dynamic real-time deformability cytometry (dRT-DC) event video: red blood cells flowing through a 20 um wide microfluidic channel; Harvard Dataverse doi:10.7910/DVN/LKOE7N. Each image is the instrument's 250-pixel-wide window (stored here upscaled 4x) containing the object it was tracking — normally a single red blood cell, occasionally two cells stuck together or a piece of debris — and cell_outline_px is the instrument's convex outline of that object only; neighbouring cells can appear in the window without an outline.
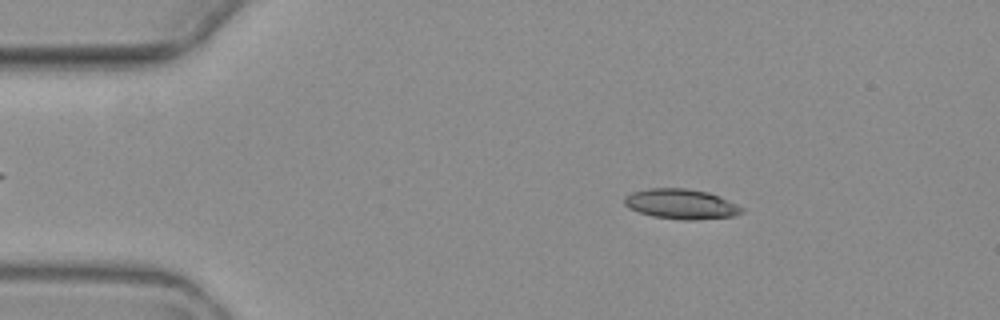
{"species": "common noctule bat (a hibernating species)", "species_latin": "Nyctalus noctula", "temperature_condition": "warm", "stored_images_in_passage": 4, "camera_frame_rate_fps": 3000, "um_per_image_px": 0.085, "animal": {"sex": "female", "body_mass_g": 19.3, "forearm_length_mm": 54.1}, "frame": {"image": 1, "passage_image": 2, "time_ms": 1.0, "image_size_px": [1000, 320], "cell_outline_px": [[744, 212], [732, 216], [688, 220], [684, 220], [652, 216], [628, 208], [624, 204], [624, 196], [632, 192], [648, 188], [684, 188], [708, 192], [736, 204], [744, 208]], "centroid_in_image_um": [57.85, 17.33], "position_along_channel_um": 27.1, "area_um2": 20.35}}